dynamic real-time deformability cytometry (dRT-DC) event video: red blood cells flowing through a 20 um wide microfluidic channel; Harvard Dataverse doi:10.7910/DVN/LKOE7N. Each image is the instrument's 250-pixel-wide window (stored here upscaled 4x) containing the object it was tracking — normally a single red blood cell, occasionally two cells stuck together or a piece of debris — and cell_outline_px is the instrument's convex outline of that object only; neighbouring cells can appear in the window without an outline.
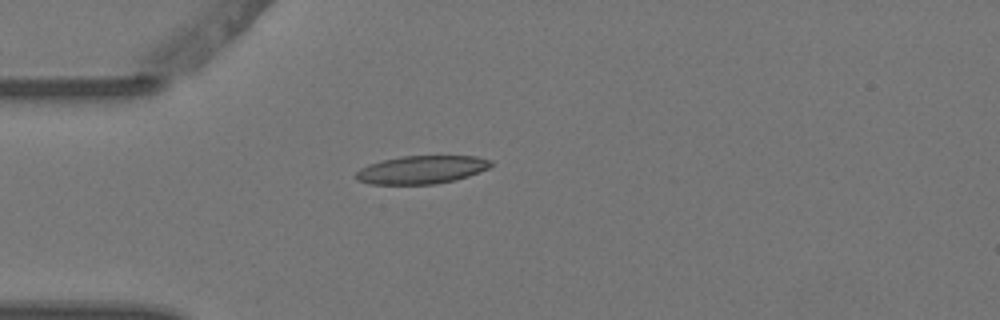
{"species": "Egyptian fruit bat (a non-hibernating species)", "species_latin": "Rousettus aegyptiacus", "temperature_condition": "warm", "stored_images_in_passage": 6, "camera_frame_rate_fps": 3000, "um_per_image_px": 0.085, "animal": {"sex": "female"}, "frame": {"image": 1, "passage_image": 6, "time_ms": 1.667, "image_size_px": [1000, 320], "cell_outline_px": [[492, 164], [488, 168], [468, 176], [436, 184], [368, 184], [356, 180], [356, 172], [360, 168], [368, 164], [400, 156], [476, 156], [492, 160]], "centroid_in_image_um": [35.81, 14.42], "position_along_channel_um": 49.2, "area_um2": 22.02}}